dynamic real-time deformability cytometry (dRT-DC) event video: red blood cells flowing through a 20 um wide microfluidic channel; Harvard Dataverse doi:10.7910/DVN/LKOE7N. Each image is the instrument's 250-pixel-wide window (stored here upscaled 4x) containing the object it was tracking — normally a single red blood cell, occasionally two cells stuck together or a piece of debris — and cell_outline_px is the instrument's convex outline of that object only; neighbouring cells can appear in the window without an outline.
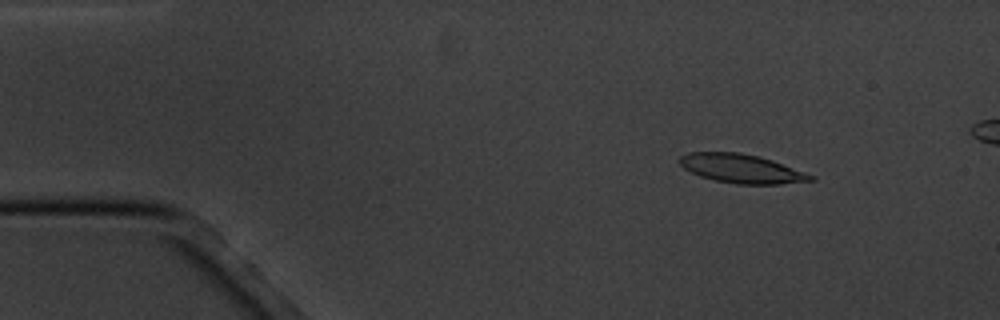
{"species": "common noctule bat (a hibernating species)", "species_latin": "Nyctalus noctula", "temperature_condition": "cold", "stored_images_in_passage": 5, "camera_frame_rate_fps": 3000, "um_per_image_px": 0.085, "animal": {"sex": "male", "body_mass_g": 20.1, "forearm_length_mm": 53.5}, "frame": {"image": 1, "passage_image": 2, "time_ms": 1.333, "image_size_px": [1000, 320], "cell_outline_px": [[816, 180], [780, 184], [736, 184], [716, 180], [700, 176], [684, 168], [680, 164], [680, 156], [688, 152], [736, 152], [760, 156], [772, 160], [816, 176]], "centroid_in_image_um": [63.05, 14.33], "position_along_channel_um": 21.9, "area_um2": 21.96}}